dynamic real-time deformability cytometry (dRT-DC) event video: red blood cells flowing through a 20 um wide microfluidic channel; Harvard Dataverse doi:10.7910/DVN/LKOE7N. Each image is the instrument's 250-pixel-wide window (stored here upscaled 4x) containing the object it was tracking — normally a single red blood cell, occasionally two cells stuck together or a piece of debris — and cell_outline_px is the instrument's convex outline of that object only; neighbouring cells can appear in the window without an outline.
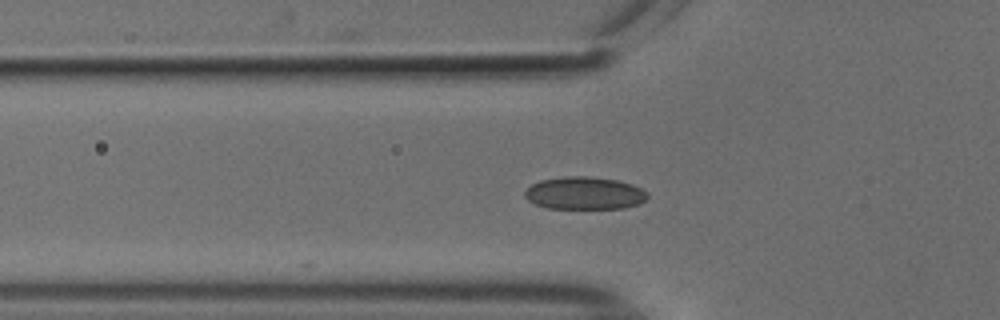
{"species": "common noctule bat (a hibernating species)", "species_latin": "Nyctalus noctula", "temperature_condition": "cold", "stored_images_in_passage": 37, "camera_frame_rate_fps": 3000, "um_per_image_px": 0.085, "animal": {"sex": "male", "body_mass_g": 18.8}, "frame": {"image": 1, "passage_image": 3, "time_ms": 0.667, "image_size_px": [1000, 320], "cell_outline_px": [[648, 196], [640, 204], [624, 208], [548, 208], [536, 204], [528, 200], [524, 196], [524, 192], [532, 184], [540, 180], [564, 176], [588, 176], [616, 180], [632, 184], [648, 192]], "centroid_in_image_um": [49.68, 16.41], "position_along_channel_um": 76.1, "area_um2": 23.29}}
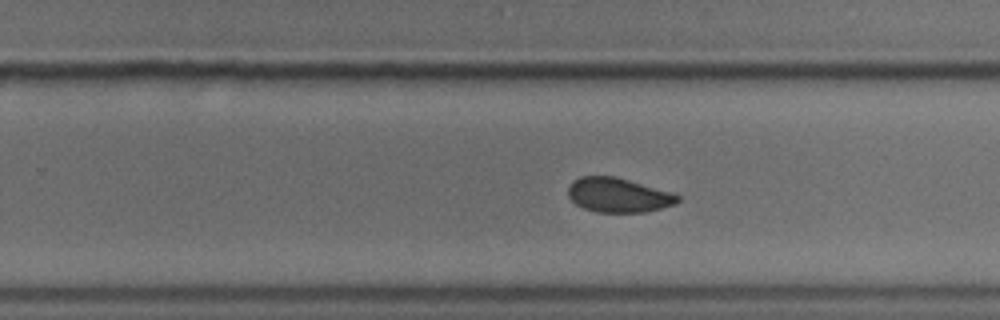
{"frame": {"image": 2, "passage_image": 19, "time_ms": 6.0, "image_size_px": [1000, 320], "cell_outline_px": [[680, 200], [676, 204], [644, 212], [596, 212], [584, 208], [576, 204], [568, 196], [568, 188], [572, 180], [580, 176], [616, 176], [676, 192], [680, 196]], "centroid_in_image_um": [52.6, 16.56], "position_along_channel_um": 277.2, "area_um2": 22.37}}
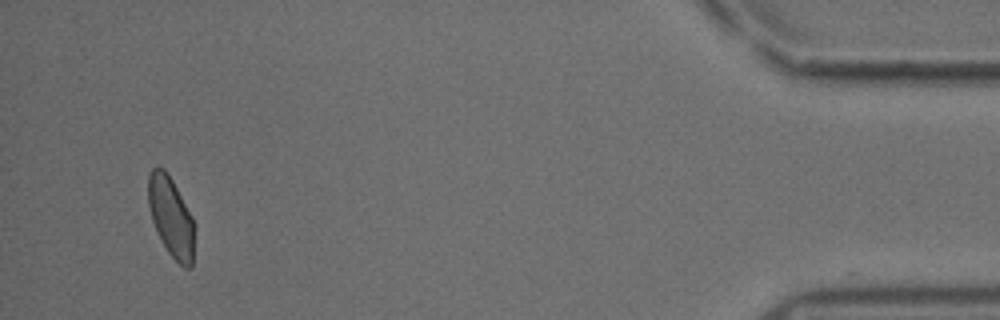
{"frame": {"image": 3, "passage_image": 36, "time_ms": 11.667, "image_size_px": [1000, 320], "cell_outline_px": [[196, 224], [192, 268], [184, 268], [168, 252], [152, 220], [148, 204], [148, 176], [152, 168], [156, 164], [164, 168], [172, 180], [192, 216]], "centroid_in_image_um": [14.56, 18.42], "position_along_channel_um": 420.6, "area_um2": 21.68}, "authors_computed_cell_mechanics": {"area_um2": 22.3686, "velocity_mm_per_s": 3.7516, "shape_relaxation_time_tau1_ms": 0.6697, "shape_relaxation_time_tau2_ms": 1.6876, "deformation_change_tau1": null, "deformation_change_tau2": 0.0518}}